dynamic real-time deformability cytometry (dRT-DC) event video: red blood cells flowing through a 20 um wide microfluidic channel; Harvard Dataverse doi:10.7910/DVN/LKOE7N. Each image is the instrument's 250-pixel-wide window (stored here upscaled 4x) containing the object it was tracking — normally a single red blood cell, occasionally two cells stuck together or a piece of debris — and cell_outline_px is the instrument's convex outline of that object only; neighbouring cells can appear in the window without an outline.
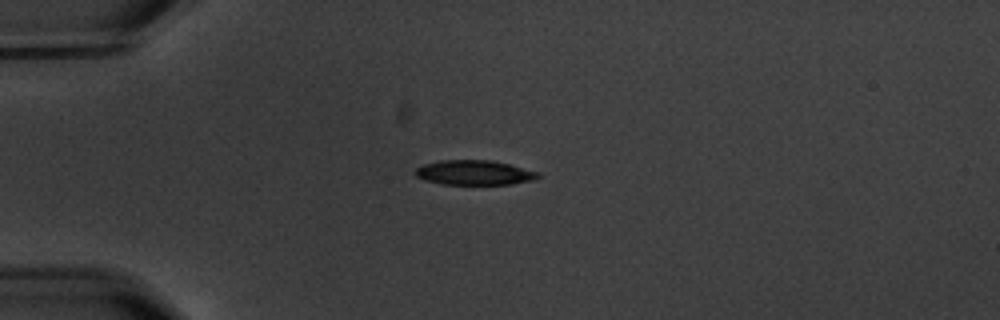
{"species": "common noctule bat (a hibernating species)", "species_latin": "Nyctalus noctula", "temperature_condition": "warm", "stored_images_in_passage": 9, "camera_frame_rate_fps": 3000, "um_per_image_px": 0.085, "animal": {"sex": "male", "body_mass_g": 20.1, "forearm_length_mm": 53.5}, "frame": {"image": 1, "passage_image": 3, "time_ms": 2.333, "image_size_px": [1000, 320], "cell_outline_px": [[540, 176], [536, 180], [512, 184], [440, 184], [416, 176], [412, 172], [416, 168], [424, 164], [440, 160], [492, 160], [540, 172]], "centroid_in_image_um": [40.33, 14.67], "position_along_channel_um": 44.7, "area_um2": 17.74}}
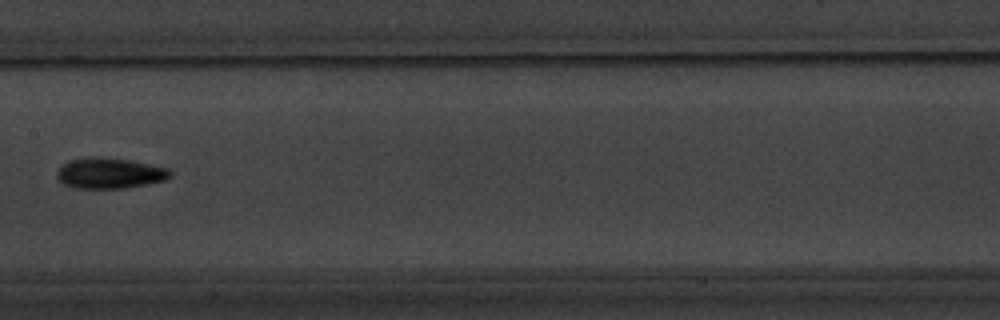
{"frame": {"image": 2, "passage_image": 7, "time_ms": 7.333, "image_size_px": [1000, 320], "cell_outline_px": [[172, 176], [164, 180], [148, 184], [124, 188], [72, 188], [64, 184], [56, 176], [56, 172], [68, 160], [92, 156], [128, 160], [168, 168], [172, 172]], "centroid_in_image_um": [9.31, 14.72], "position_along_channel_um": 198.1, "area_um2": 20.17}}